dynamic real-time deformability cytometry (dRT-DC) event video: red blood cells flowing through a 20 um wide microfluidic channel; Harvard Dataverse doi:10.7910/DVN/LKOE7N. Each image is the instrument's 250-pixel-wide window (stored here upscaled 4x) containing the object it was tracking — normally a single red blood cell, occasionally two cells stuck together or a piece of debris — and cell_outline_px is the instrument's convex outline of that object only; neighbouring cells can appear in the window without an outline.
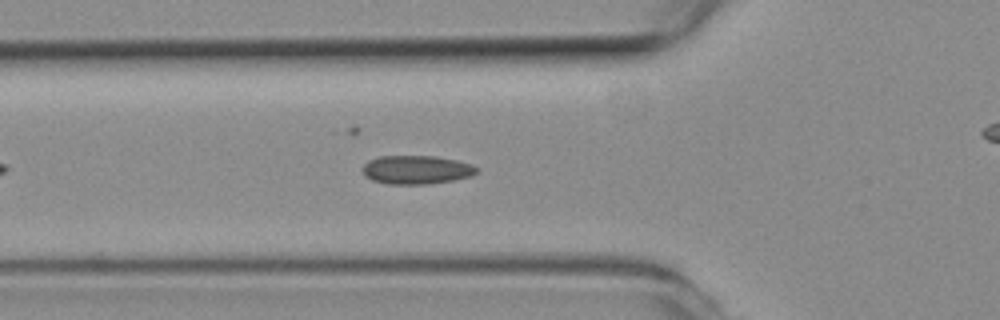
{"species": "common noctule bat (a hibernating species)", "species_latin": "Nyctalus noctula", "temperature_condition": "room temperature", "stored_images_in_passage": 54, "camera_frame_rate_fps": 3000, "um_per_image_px": 0.085, "animal": {"sex": "female", "body_mass_g": 19.3, "forearm_length_mm": 54.1}, "frame": {"image": 1, "passage_image": 18, "time_ms": 5.667, "image_size_px": [1000, 320], "cell_outline_px": [[480, 172], [472, 176], [452, 180], [428, 184], [388, 184], [372, 180], [364, 176], [360, 168], [368, 160], [380, 156], [436, 156], [456, 160], [472, 164], [480, 168]], "centroid_in_image_um": [35.4, 14.43], "position_along_channel_um": 90.4, "area_um2": 19.36}}
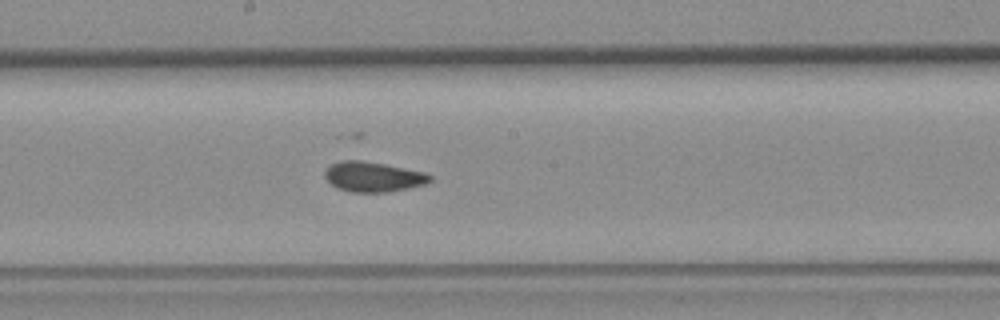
{"frame": {"image": 2, "passage_image": 28, "time_ms": 9.0, "image_size_px": [1000, 320], "cell_outline_px": [[432, 180], [424, 184], [408, 188], [388, 192], [352, 192], [336, 188], [324, 176], [324, 172], [332, 164], [340, 160], [360, 160], [384, 164], [424, 172], [432, 176]], "centroid_in_image_um": [31.71, 15.03], "position_along_channel_um": 216.5, "area_um2": 18.26}}
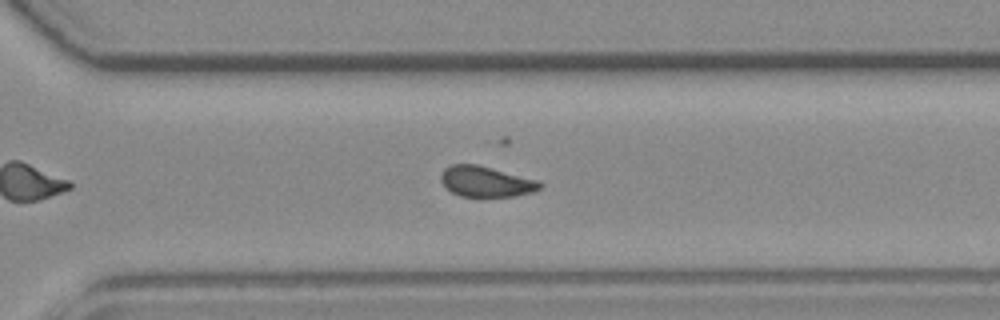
{"frame": {"image": 3, "passage_image": 37, "time_ms": 12.0, "image_size_px": [1000, 320], "cell_outline_px": [[544, 184], [540, 188], [532, 192], [516, 196], [480, 200], [460, 196], [444, 188], [440, 180], [440, 176], [444, 168], [452, 164], [476, 164], [540, 180]], "centroid_in_image_um": [41.3, 15.49], "position_along_channel_um": 329.3, "area_um2": 18.61}, "authors_computed_cell_mechanics": {"area_um2": 18.2648, "velocity_mm_per_s": 3.7674, "shape_relaxation_time_tau1_ms": null, "shape_relaxation_time_tau2_ms": 1.5225, "deformation_change_tau1": null, "deformation_change_tau2": 0.0672}}